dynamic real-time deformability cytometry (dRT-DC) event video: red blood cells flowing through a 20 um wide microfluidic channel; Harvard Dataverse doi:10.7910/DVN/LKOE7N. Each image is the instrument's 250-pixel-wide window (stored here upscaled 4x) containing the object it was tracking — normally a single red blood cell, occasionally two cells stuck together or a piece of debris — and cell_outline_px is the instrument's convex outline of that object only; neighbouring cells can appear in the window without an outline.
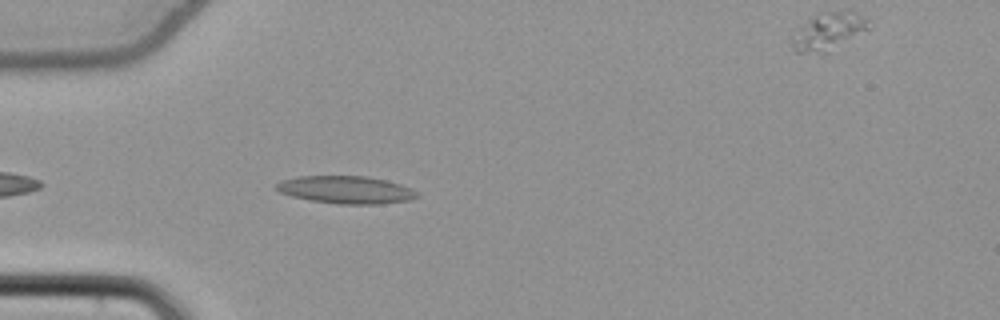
{"species": "common noctule bat (a hibernating species)", "species_latin": "Nyctalus noctula", "temperature_condition": "cold", "stored_images_in_passage": 8, "camera_frame_rate_fps": 3000, "um_per_image_px": 0.085, "animal": {"sex": "female", "body_mass_g": 22.7, "forearm_length_mm": 54.2}, "frame": {"image": 1, "passage_image": 4, "time_ms": 1.0, "image_size_px": [1000, 320], "cell_outline_px": [[420, 196], [412, 200], [384, 204], [340, 204], [308, 200], [292, 196], [280, 192], [276, 188], [276, 184], [280, 180], [296, 176], [368, 176], [400, 184], [412, 188], [420, 192]], "centroid_in_image_um": [29.46, 16.13], "position_along_channel_um": 55.5, "area_um2": 22.95}}
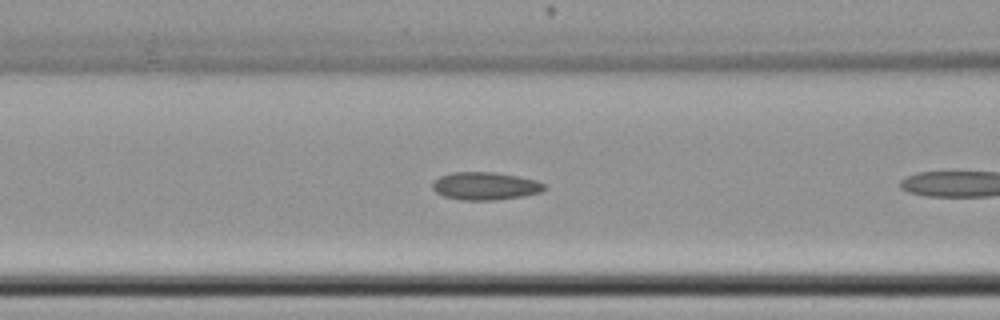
{"frame": {"image": 2, "passage_image": 7, "time_ms": 2.0, "image_size_px": [1000, 320], "cell_outline_px": [[548, 184], [540, 192], [524, 196], [496, 200], [460, 200], [444, 196], [436, 192], [432, 188], [432, 184], [440, 176], [452, 172], [496, 172], [536, 180]], "centroid_in_image_um": [41.26, 15.81], "position_along_channel_um": 125.3, "area_um2": 18.15}}